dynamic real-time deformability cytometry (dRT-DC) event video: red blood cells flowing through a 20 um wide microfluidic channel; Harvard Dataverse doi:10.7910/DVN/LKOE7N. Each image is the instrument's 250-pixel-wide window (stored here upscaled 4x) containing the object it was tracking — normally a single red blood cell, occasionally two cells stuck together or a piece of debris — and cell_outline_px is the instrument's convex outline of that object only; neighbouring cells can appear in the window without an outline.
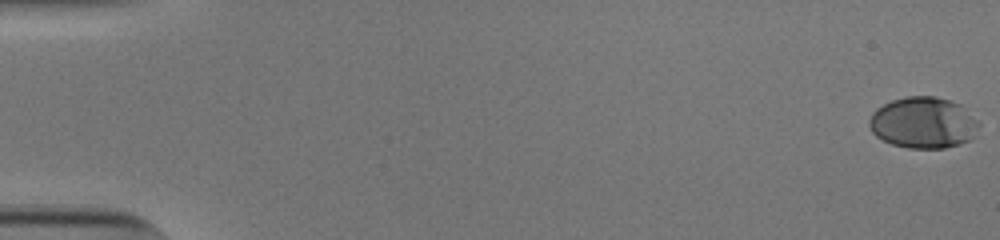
{"species": "human", "species_latin": "Homo sapiens", "temperature_condition": "cold", "stored_images_in_passage": 55, "camera_frame_rate_fps": 3000, "um_per_image_px": 0.085, "donor": {"sex": "male"}, "frame": {"image": 1, "passage_image": 1, "time_ms": 0.0, "image_size_px": [1000, 240], "cell_outline_px": [[980, 124], [976, 136], [972, 140], [960, 144], [944, 148], [908, 148], [892, 144], [876, 136], [872, 132], [868, 124], [868, 120], [872, 112], [876, 108], [892, 100], [908, 96], [936, 96], [960, 104]], "centroid_in_image_um": [78.48, 10.44], "position_along_channel_um": 6.5, "area_um2": 32.95}}
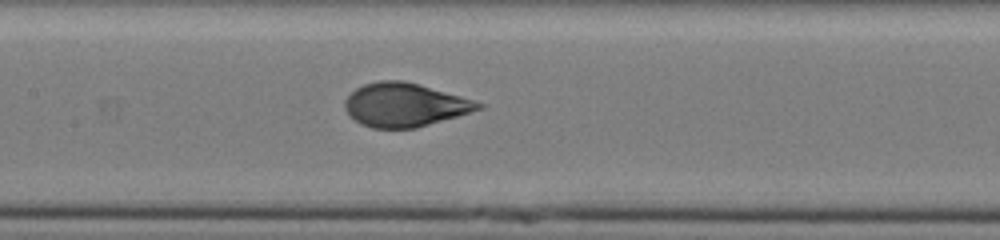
{"frame": {"image": 2, "passage_image": 28, "time_ms": 9.0, "image_size_px": [1000, 240], "cell_outline_px": [[484, 108], [416, 128], [372, 128], [360, 124], [344, 108], [344, 100], [356, 88], [364, 84], [380, 80], [404, 80], [420, 84], [460, 96], [484, 104]], "centroid_in_image_um": [34.39, 8.91], "position_along_channel_um": 173.0, "area_um2": 33.7}}
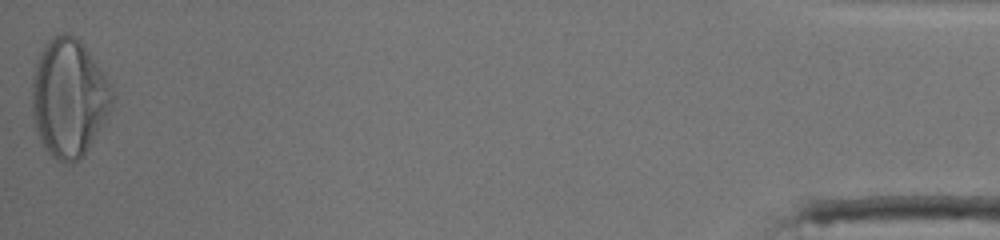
{"frame": {"image": 3, "passage_image": 55, "time_ms": 18.0, "image_size_px": [1000, 240], "cell_outline_px": [[116, 96], [104, 120], [88, 148], [80, 160], [72, 164], [56, 160], [44, 148], [36, 128], [32, 116], [32, 76], [40, 52], [44, 44], [56, 36], [64, 32], [68, 32], [80, 40], [104, 72]], "centroid_in_image_um": [5.85, 8.31], "position_along_channel_um": 429.3, "area_um2": 55.14}, "authors_computed_cell_mechanics": {"area_um2": 33.6974, "velocity_mm_per_s": 3.839, "shape_relaxation_time_tau1_ms": 5.6392, "shape_relaxation_time_tau2_ms": null, "deformation_change_tau1": 0.2118, "deformation_change_tau2": null}}